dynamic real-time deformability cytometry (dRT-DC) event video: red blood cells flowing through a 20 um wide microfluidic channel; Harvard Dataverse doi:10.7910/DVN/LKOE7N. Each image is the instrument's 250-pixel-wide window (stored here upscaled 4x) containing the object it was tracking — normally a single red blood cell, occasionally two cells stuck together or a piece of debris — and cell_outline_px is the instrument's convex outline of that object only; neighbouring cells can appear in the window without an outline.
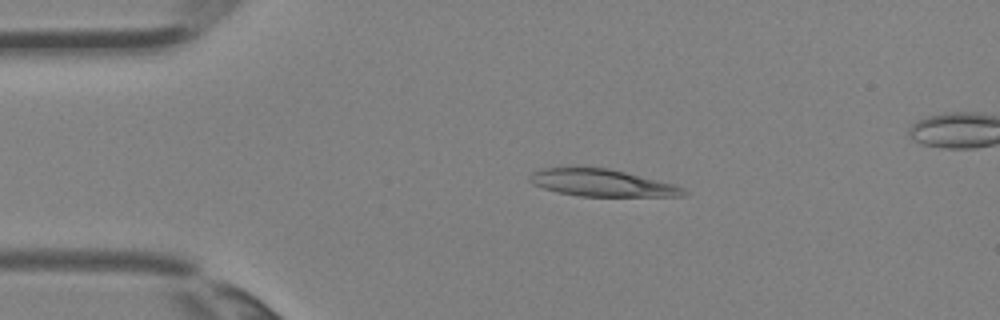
{"species": "Egyptian fruit bat (a non-hibernating species)", "species_latin": "Rousettus aegyptiacus", "temperature_condition": "room temperature", "stored_images_in_passage": 4, "camera_frame_rate_fps": 3000, "um_per_image_px": 0.085, "animal": {"sex": "female"}, "frame": {"image": 1, "passage_image": 3, "time_ms": 0.667, "image_size_px": [1000, 320], "cell_outline_px": [[688, 196], [580, 196], [560, 192], [544, 188], [532, 184], [528, 180], [528, 176], [532, 172], [540, 168], [608, 168], [676, 184], [684, 188], [688, 192]], "centroid_in_image_um": [51.2, 15.55], "position_along_channel_um": 33.8, "area_um2": 24.22}}